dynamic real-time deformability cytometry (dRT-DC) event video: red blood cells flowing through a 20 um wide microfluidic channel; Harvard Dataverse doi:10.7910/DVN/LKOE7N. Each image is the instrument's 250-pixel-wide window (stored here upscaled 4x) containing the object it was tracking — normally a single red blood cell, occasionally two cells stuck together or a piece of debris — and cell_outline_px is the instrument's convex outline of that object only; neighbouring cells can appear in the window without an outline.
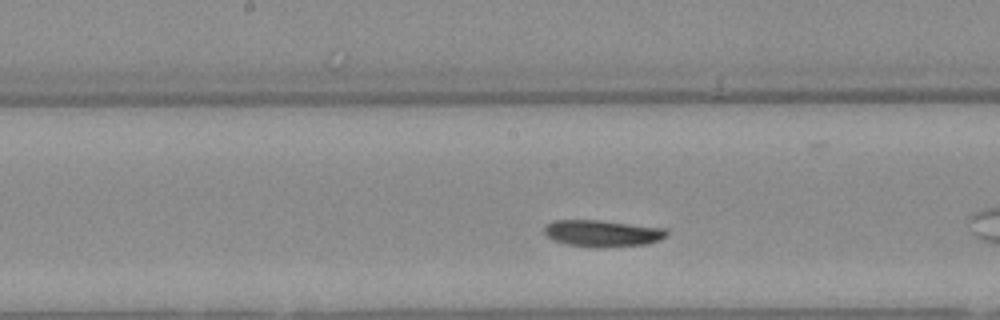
{"species": "Egyptian fruit bat (a non-hibernating species)", "species_latin": "Rousettus aegyptiacus", "temperature_condition": "warm", "stored_images_in_passage": 30, "camera_frame_rate_fps": 3000, "um_per_image_px": 0.085, "animal": {"sex": "female"}, "frame": {"image": 1, "passage_image": 14, "time_ms": 4.333, "image_size_px": [1000, 320], "cell_outline_px": [[668, 236], [660, 240], [648, 244], [604, 248], [592, 248], [568, 244], [552, 240], [544, 232], [544, 228], [548, 224], [556, 220], [596, 220], [668, 228]], "centroid_in_image_um": [51.27, 19.85], "position_along_channel_um": 196.9, "area_um2": 19.25}}
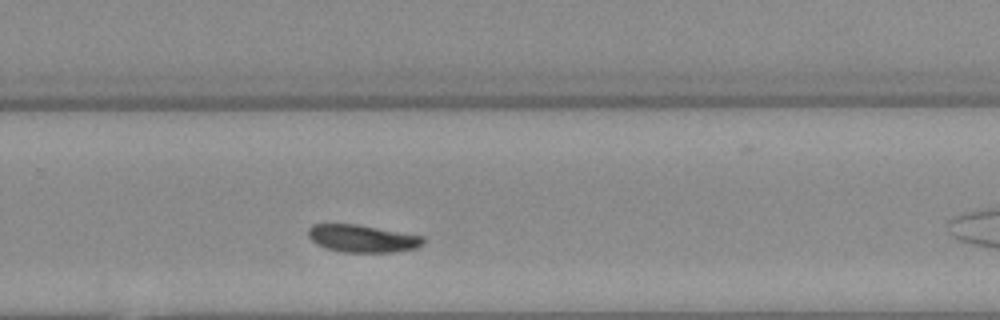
{"frame": {"image": 2, "passage_image": 22, "time_ms": 7.0, "image_size_px": [1000, 320], "cell_outline_px": [[424, 244], [416, 248], [396, 252], [340, 252], [316, 244], [308, 236], [308, 228], [312, 224], [356, 224], [424, 236]], "centroid_in_image_um": [30.81, 20.27], "position_along_channel_um": 299.0, "area_um2": 18.44}}
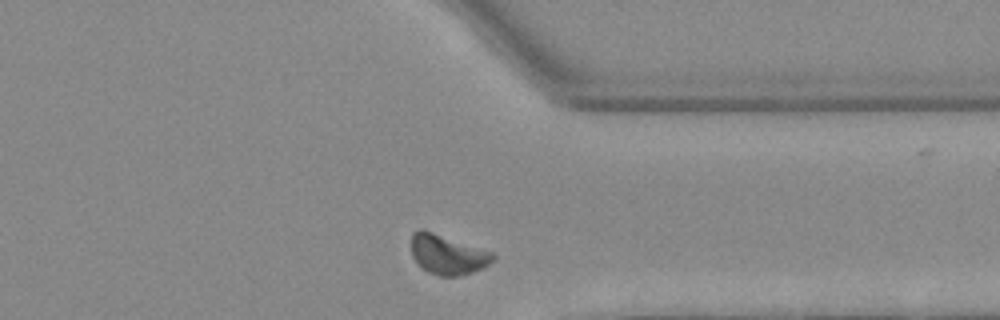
{"frame": {"image": 3, "passage_image": 28, "time_ms": 9.0, "image_size_px": [1000, 320], "cell_outline_px": [[496, 256], [488, 264], [472, 272], [460, 276], [440, 276], [428, 272], [420, 268], [412, 256], [412, 232], [420, 228], [496, 252]], "centroid_in_image_um": [38.04, 21.63], "position_along_channel_um": 373.4, "area_um2": 19.07}}